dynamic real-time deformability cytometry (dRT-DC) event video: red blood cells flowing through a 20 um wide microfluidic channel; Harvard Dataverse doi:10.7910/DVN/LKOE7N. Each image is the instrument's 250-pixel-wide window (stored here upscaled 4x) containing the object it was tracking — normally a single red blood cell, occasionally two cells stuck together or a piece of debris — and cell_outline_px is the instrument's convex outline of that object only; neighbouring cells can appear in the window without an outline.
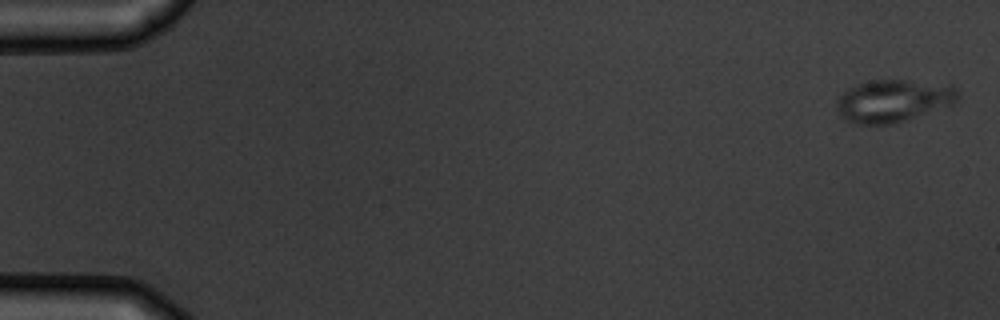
{"species": "common noctule bat (a hibernating species)", "species_latin": "Nyctalus noctula", "temperature_condition": "warm", "stored_images_in_passage": 9, "camera_frame_rate_fps": 3000, "um_per_image_px": 0.085, "animal": {"sex": "male", "body_mass_g": 19.5, "forearm_length_mm": 54.6}, "frame": {"image": 1, "passage_image": 1, "time_ms": 0.0, "image_size_px": [1000, 320], "cell_outline_px": [[960, 96], [952, 104], [896, 124], [856, 124], [844, 120], [840, 116], [836, 104], [836, 100], [848, 88], [856, 84], [872, 80], [904, 80], [952, 84], [960, 92]], "centroid_in_image_um": [75.93, 8.57], "position_along_channel_um": 9.1, "area_um2": 30.29}}
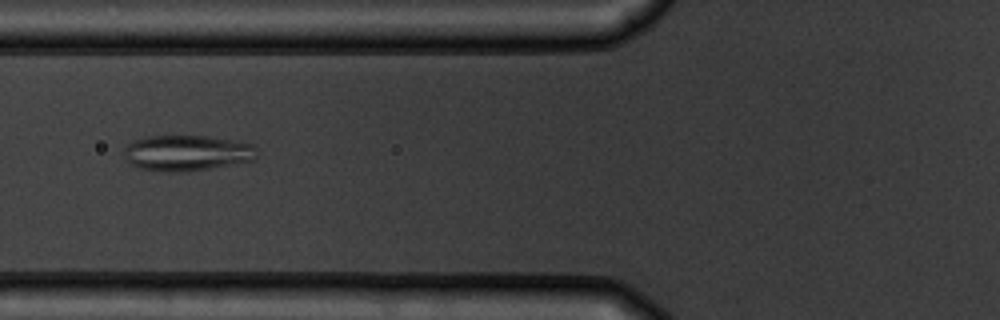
{"frame": {"image": 2, "passage_image": 6, "time_ms": 6.667, "image_size_px": [1000, 320], "cell_outline_px": [[256, 156], [252, 160], [208, 168], [184, 172], [168, 172], [140, 168], [132, 164], [124, 156], [124, 148], [128, 144], [136, 140], [152, 136], [208, 136], [232, 140], [252, 144], [256, 148]], "centroid_in_image_um": [15.87, 13.0], "position_along_channel_um": 109.9, "area_um2": 27.22}}